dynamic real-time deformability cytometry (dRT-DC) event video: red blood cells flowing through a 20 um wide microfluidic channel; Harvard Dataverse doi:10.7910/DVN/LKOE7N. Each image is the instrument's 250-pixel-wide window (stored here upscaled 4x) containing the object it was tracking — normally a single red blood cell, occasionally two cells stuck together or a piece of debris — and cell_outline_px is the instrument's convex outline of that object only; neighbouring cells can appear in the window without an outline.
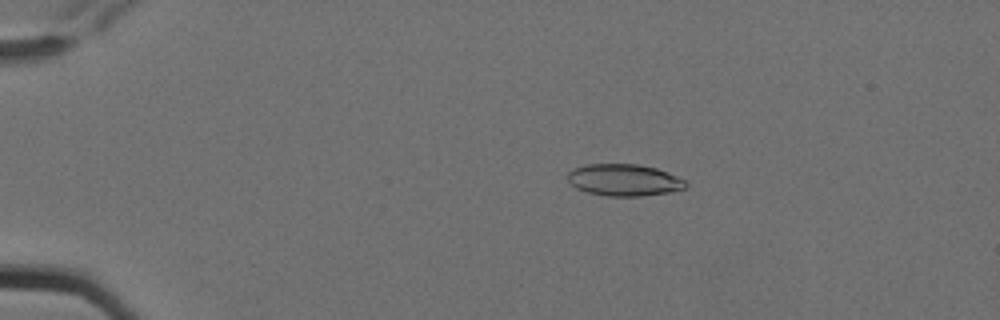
{"species": "Egyptian fruit bat (a non-hibernating species)", "species_latin": "Rousettus aegyptiacus", "temperature_condition": "cold", "stored_images_in_passage": 8, "camera_frame_rate_fps": 3000, "um_per_image_px": 0.085, "animal": {"sex": "female"}, "frame": {"image": 1, "passage_image": 4, "time_ms": 1.0, "image_size_px": [1000, 320], "cell_outline_px": [[688, 184], [684, 188], [668, 192], [640, 196], [608, 196], [588, 192], [576, 188], [568, 180], [568, 172], [572, 168], [588, 164], [636, 164], [656, 168], [668, 172], [684, 180]], "centroid_in_image_um": [53.03, 15.29], "position_along_channel_um": 32.0, "area_um2": 21.73}}
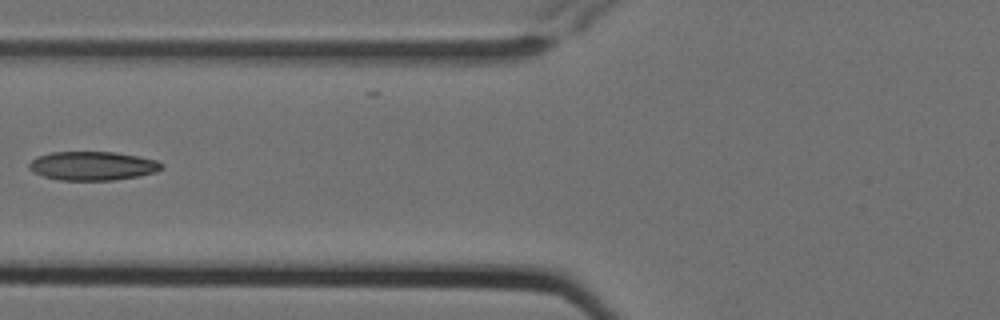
{"frame": {"image": 2, "passage_image": 7, "time_ms": 2.0, "image_size_px": [1000, 320], "cell_outline_px": [[164, 168], [156, 172], [140, 176], [112, 180], [60, 180], [44, 176], [32, 172], [28, 168], [28, 164], [36, 156], [52, 152], [112, 152], [136, 156], [156, 160], [164, 164]], "centroid_in_image_um": [7.86, 14.1], "position_along_channel_um": 117.9, "area_um2": 22.31}}